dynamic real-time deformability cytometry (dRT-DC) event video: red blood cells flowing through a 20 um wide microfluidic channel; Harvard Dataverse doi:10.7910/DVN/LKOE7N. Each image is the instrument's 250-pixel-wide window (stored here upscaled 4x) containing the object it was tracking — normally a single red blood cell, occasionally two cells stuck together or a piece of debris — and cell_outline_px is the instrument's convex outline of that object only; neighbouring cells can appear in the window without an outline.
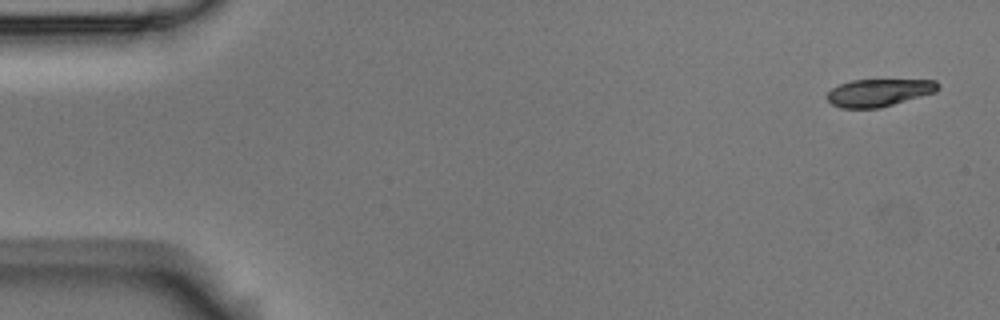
{"species": "Egyptian fruit bat (a non-hibernating species)", "species_latin": "Rousettus aegyptiacus", "temperature_condition": "room temperature", "stored_images_in_passage": 4, "camera_frame_rate_fps": 3000, "um_per_image_px": 0.085, "animal": {"sex": "male"}, "frame": {"image": 1, "passage_image": 1, "time_ms": 0.0, "image_size_px": [1000, 320], "cell_outline_px": [[940, 84], [936, 92], [880, 108], [840, 108], [832, 104], [824, 96], [832, 88], [840, 84], [852, 80], [936, 80]], "centroid_in_image_um": [74.69, 7.87], "position_along_channel_um": 10.3, "area_um2": 17.8}}
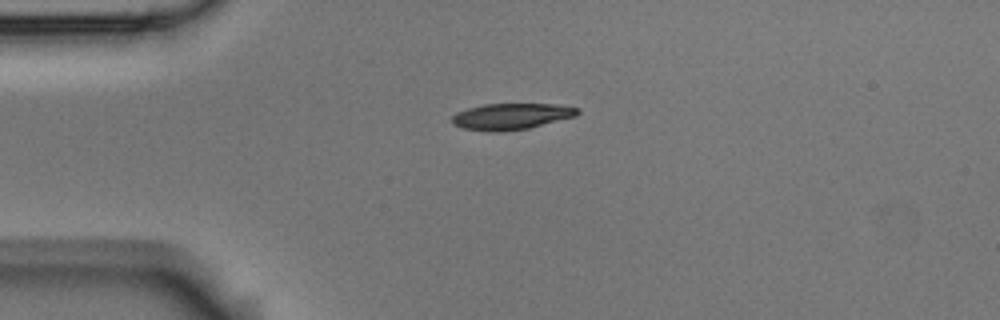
{"frame": {"image": 2, "passage_image": 4, "time_ms": 1.0, "image_size_px": [1000, 320], "cell_outline_px": [[580, 112], [576, 116], [528, 128], [500, 132], [488, 132], [460, 128], [452, 124], [452, 116], [456, 112], [468, 108], [484, 104], [556, 104], [580, 108]], "centroid_in_image_um": [43.43, 9.9], "position_along_channel_um": 41.6, "area_um2": 19.36}}